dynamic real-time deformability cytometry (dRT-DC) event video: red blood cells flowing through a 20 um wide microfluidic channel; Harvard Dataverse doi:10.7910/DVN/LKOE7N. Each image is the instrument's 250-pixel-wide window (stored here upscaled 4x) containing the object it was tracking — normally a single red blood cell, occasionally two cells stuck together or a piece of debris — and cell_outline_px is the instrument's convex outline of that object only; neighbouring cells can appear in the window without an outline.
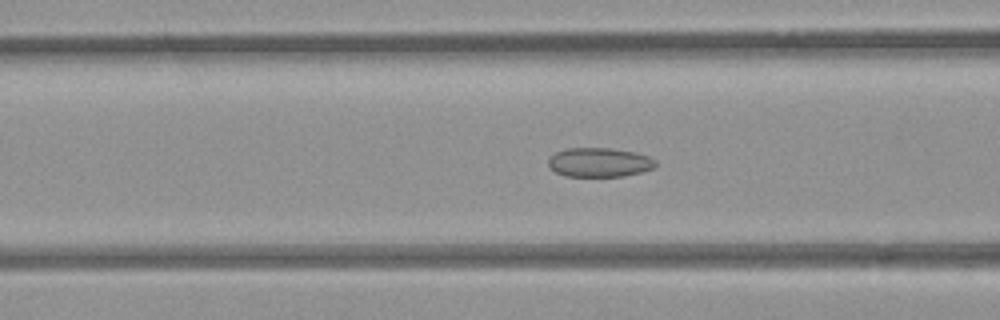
{"species": "common noctule bat (a hibernating species)", "species_latin": "Nyctalus noctula", "temperature_condition": "room temperature", "stored_images_in_passage": 55, "camera_frame_rate_fps": 3000, "um_per_image_px": 0.085, "animal": {"sex": "female", "body_mass_g": 21.9}, "frame": {"image": 1, "passage_image": 22, "time_ms": 7.0, "image_size_px": [1000, 320], "cell_outline_px": [[656, 168], [624, 176], [564, 176], [548, 168], [548, 156], [564, 148], [612, 148], [636, 152], [648, 156], [656, 160]], "centroid_in_image_um": [50.92, 13.79], "position_along_channel_um": 115.7, "area_um2": 18.55}}
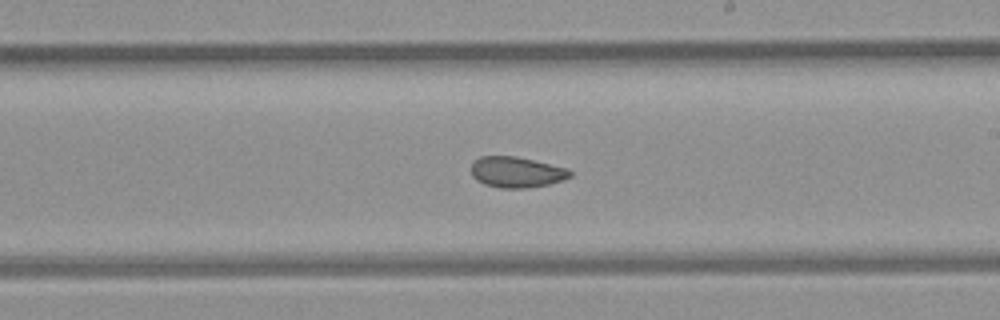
{"frame": {"image": 2, "passage_image": 32, "time_ms": 10.333, "image_size_px": [1000, 320], "cell_outline_px": [[572, 176], [564, 180], [548, 184], [524, 188], [500, 188], [484, 184], [476, 180], [472, 176], [472, 160], [480, 156], [516, 156], [568, 168], [572, 172]], "centroid_in_image_um": [43.9, 14.62], "position_along_channel_um": 245.1, "area_um2": 17.86}}
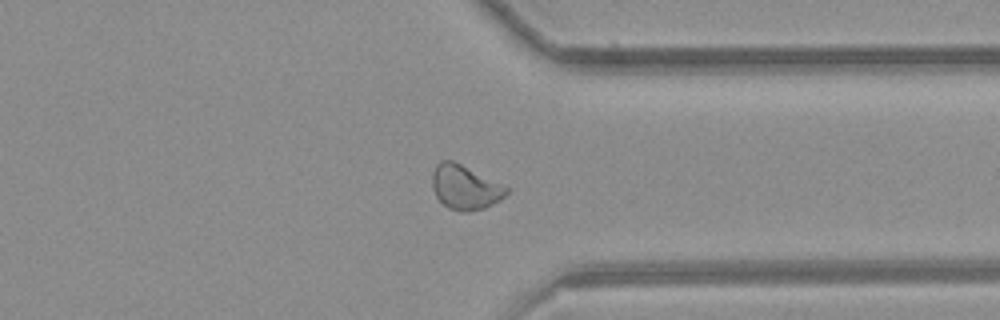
{"frame": {"image": 3, "passage_image": 42, "time_ms": 13.667, "image_size_px": [1000, 320], "cell_outline_px": [[508, 192], [500, 200], [484, 208], [468, 212], [460, 212], [448, 208], [436, 196], [432, 188], [432, 172], [436, 164], [440, 160], [452, 160], [508, 188]], "centroid_in_image_um": [39.48, 15.93], "position_along_channel_um": 371.9, "area_um2": 18.9}, "authors_computed_cell_mechanics": {"area_um2": 19.7098, "velocity_mm_per_s": 3.8828, "shape_relaxation_time_tau1_ms": null, "shape_relaxation_time_tau2_ms": 2.6438, "deformation_change_tau1": null, "deformation_change_tau2": 0.0777}}